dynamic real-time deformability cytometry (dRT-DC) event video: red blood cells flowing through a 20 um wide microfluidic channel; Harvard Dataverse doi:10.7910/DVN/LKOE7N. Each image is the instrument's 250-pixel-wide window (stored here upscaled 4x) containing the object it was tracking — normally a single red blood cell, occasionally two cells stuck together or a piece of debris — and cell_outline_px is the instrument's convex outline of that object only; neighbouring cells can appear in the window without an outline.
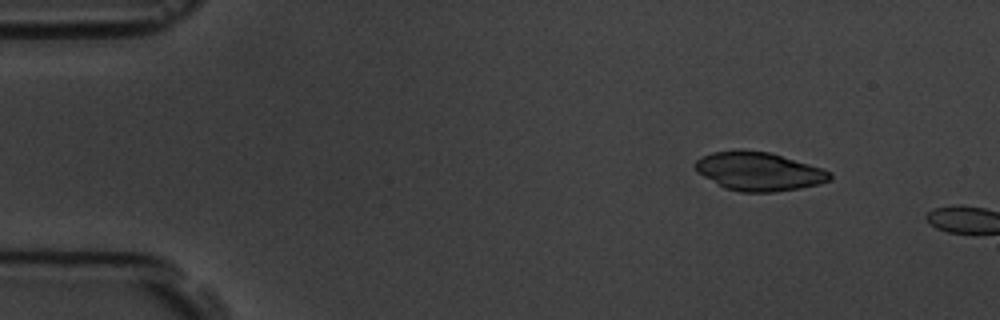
{"species": "common noctule bat (a hibernating species)", "species_latin": "Nyctalus noctula", "temperature_condition": "room temperature", "stored_images_in_passage": 2, "camera_frame_rate_fps": 3000, "um_per_image_px": 0.085, "animal": {"sex": "male", "body_mass_g": 19.5, "forearm_length_mm": 54.6}, "frame": {"image": 1, "passage_image": 1, "time_ms": 0.0, "image_size_px": [1000, 320], "cell_outline_px": [[832, 180], [820, 184], [800, 188], [772, 192], [740, 192], [724, 188], [696, 172], [692, 164], [700, 156], [712, 152], [740, 148], [772, 152], [832, 172]], "centroid_in_image_um": [64.45, 14.55], "position_along_channel_um": 20.5, "area_um2": 30.87}}